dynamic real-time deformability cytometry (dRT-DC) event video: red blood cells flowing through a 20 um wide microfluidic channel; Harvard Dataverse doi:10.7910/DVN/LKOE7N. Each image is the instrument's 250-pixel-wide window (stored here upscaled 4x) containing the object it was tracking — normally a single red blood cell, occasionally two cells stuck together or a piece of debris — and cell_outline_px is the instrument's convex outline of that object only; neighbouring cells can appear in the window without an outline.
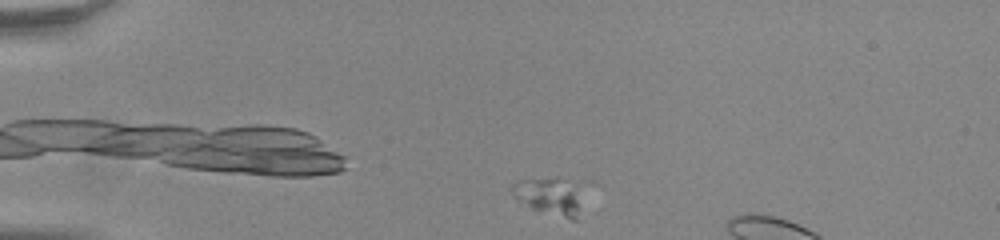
{"species": "common noctule bat (a hibernating species)", "species_latin": "Nyctalus noctula", "temperature_condition": "room temperature", "stored_images_in_passage": 11, "segment_of_instrument_passage": [1, 2], "camera_frame_rate_fps": 3000, "um_per_image_px": 0.085, "animal": {"sex": "male", "body_mass_g": 20.0, "forearm_length_mm": 53.3}, "frame": {"image": 1, "passage_image": 1, "time_ms": 0.0, "image_size_px": [1000, 240], "cell_outline_px": [[576, 220], [572, 220], [532, 208], [516, 196], [512, 192], [512, 184], [520, 180], [560, 180], [572, 192], [576, 204]], "centroid_in_image_um": [46.5, 16.74], "position_along_channel_um": 38.5, "area_um2": 12.77}}
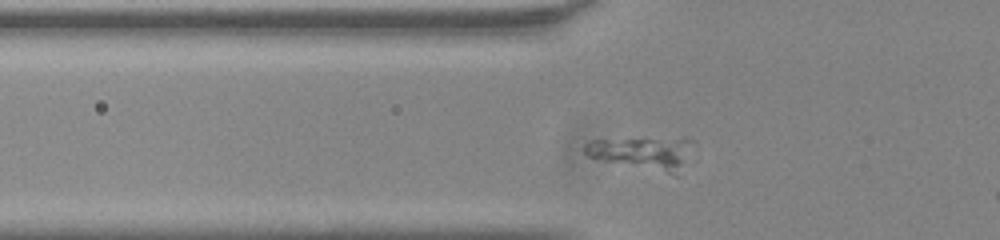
{"frame": {"image": 2, "passage_image": 8, "time_ms": 2.333, "image_size_px": [1000, 240], "cell_outline_px": [[692, 140], [680, 176], [676, 176], [588, 156], [584, 152], [584, 144], [592, 140], [684, 136]], "centroid_in_image_um": [54.71, 12.97], "position_along_channel_um": 71.1, "area_um2": 20.87}}